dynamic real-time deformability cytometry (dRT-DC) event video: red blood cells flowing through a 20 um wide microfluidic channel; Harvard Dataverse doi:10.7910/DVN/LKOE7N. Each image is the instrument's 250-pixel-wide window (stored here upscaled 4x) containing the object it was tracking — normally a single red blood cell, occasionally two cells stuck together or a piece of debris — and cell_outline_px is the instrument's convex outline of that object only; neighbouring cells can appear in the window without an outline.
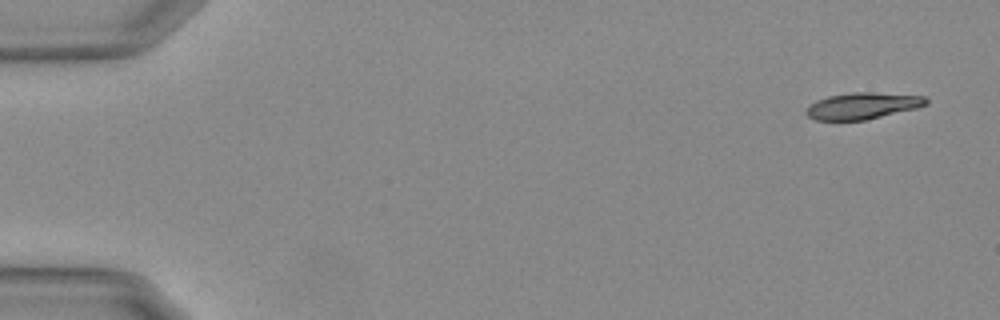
{"species": "Egyptian fruit bat (a non-hibernating species)", "species_latin": "Rousettus aegyptiacus", "temperature_condition": "warm", "stored_images_in_passage": 54, "camera_frame_rate_fps": 3000, "um_per_image_px": 0.085, "animal": {"sex": "female"}, "frame": {"image": 1, "passage_image": 1, "time_ms": 0.0, "image_size_px": [1000, 320], "cell_outline_px": [[928, 104], [916, 108], [864, 120], [816, 120], [808, 116], [804, 112], [816, 100], [828, 96], [852, 92], [872, 92], [924, 96], [928, 100]], "centroid_in_image_um": [73.32, 8.99], "position_along_channel_um": 11.7, "area_um2": 18.32}}
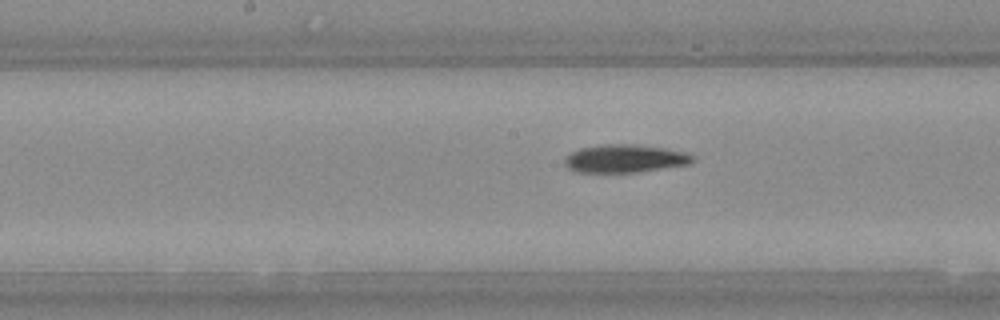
{"frame": {"image": 2, "passage_image": 27, "time_ms": 8.667, "image_size_px": [1000, 320], "cell_outline_px": [[696, 160], [688, 164], [636, 172], [580, 172], [568, 168], [564, 164], [564, 160], [572, 152], [580, 148], [600, 144], [636, 144], [664, 148], [688, 152]], "centroid_in_image_um": [53.13, 13.46], "position_along_channel_um": 195.1, "area_um2": 20.81}}
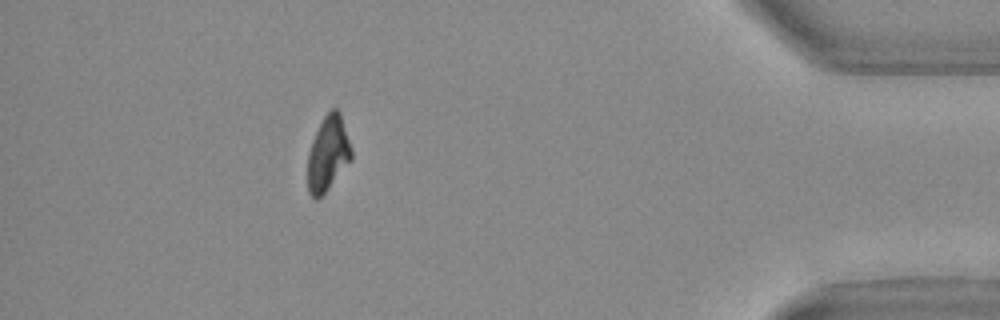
{"frame": {"image": 3, "passage_image": 48, "time_ms": 15.667, "image_size_px": [1000, 320], "cell_outline_px": [[352, 160], [324, 192], [316, 200], [308, 192], [308, 152], [312, 140], [324, 116], [332, 108], [336, 108], [340, 112], [352, 148]], "centroid_in_image_um": [27.89, 13.04], "position_along_channel_um": 407.3, "area_um2": 18.9}, "authors_computed_cell_mechanics": {"area_um2": 20.0855, "velocity_mm_per_s": 3.7238, "shape_relaxation_time_tau1_ms": 6.1918, "shape_relaxation_time_tau2_ms": 6.4793, "deformation_change_tau1": 0.2054, "deformation_change_tau2": 0.1295}}